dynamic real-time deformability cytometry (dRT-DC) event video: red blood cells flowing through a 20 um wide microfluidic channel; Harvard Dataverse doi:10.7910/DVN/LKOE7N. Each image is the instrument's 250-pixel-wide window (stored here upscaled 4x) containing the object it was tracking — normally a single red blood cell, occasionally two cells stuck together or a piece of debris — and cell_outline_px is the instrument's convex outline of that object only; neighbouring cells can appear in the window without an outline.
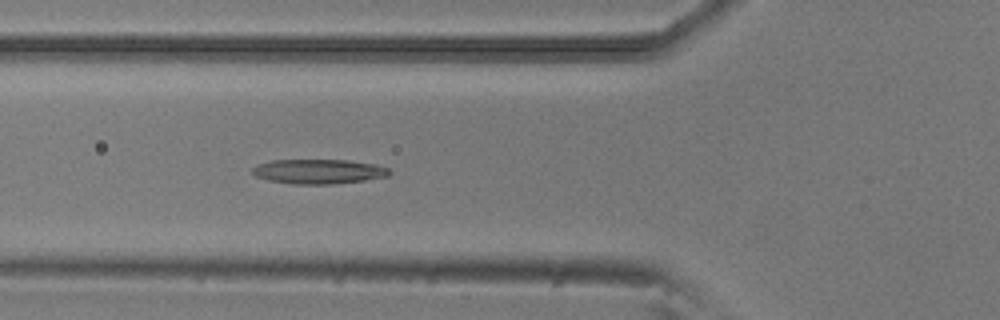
{"species": "common noctule bat (a hibernating species)", "species_latin": "Nyctalus noctula", "temperature_condition": "room temperature", "stored_images_in_passage": 4, "camera_frame_rate_fps": 3000, "um_per_image_px": 0.085, "animal": {"sex": "male", "body_mass_g": 20.5, "forearm_length_mm": 52.5}, "frame": {"image": 1, "passage_image": 4, "time_ms": 1.0, "image_size_px": [1000, 320], "cell_outline_px": [[392, 172], [388, 176], [364, 180], [328, 184], [292, 184], [268, 180], [256, 176], [252, 172], [252, 168], [256, 164], [272, 160], [348, 160], [376, 164], [388, 168]], "centroid_in_image_um": [27.07, 14.57], "position_along_channel_um": 98.7, "area_um2": 19.65}}